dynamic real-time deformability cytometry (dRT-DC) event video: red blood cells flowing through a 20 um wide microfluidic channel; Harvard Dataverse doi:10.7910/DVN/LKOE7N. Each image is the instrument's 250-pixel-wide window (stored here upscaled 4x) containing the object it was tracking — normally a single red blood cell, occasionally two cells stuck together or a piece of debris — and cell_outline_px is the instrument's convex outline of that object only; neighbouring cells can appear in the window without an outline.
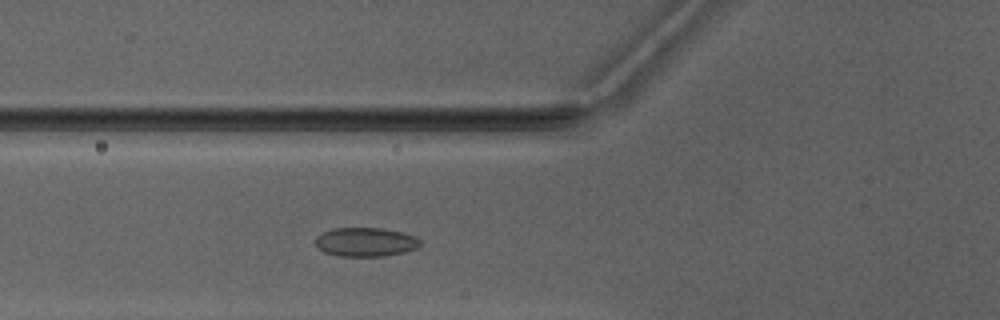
{"species": "Egyptian fruit bat (a non-hibernating species)", "species_latin": "Rousettus aegyptiacus", "temperature_condition": "warm", "stored_images_in_passage": 4, "camera_frame_rate_fps": 3000, "um_per_image_px": 0.085, "animal": {"sex": "male"}, "frame": {"image": 1, "passage_image": 4, "time_ms": 3.333, "image_size_px": [1000, 320], "cell_outline_px": [[420, 244], [416, 248], [404, 252], [384, 256], [340, 256], [324, 252], [316, 244], [316, 236], [332, 228], [380, 228], [400, 232], [416, 236], [420, 240]], "centroid_in_image_um": [31.07, 20.57], "position_along_channel_um": 94.7, "area_um2": 17.51}}